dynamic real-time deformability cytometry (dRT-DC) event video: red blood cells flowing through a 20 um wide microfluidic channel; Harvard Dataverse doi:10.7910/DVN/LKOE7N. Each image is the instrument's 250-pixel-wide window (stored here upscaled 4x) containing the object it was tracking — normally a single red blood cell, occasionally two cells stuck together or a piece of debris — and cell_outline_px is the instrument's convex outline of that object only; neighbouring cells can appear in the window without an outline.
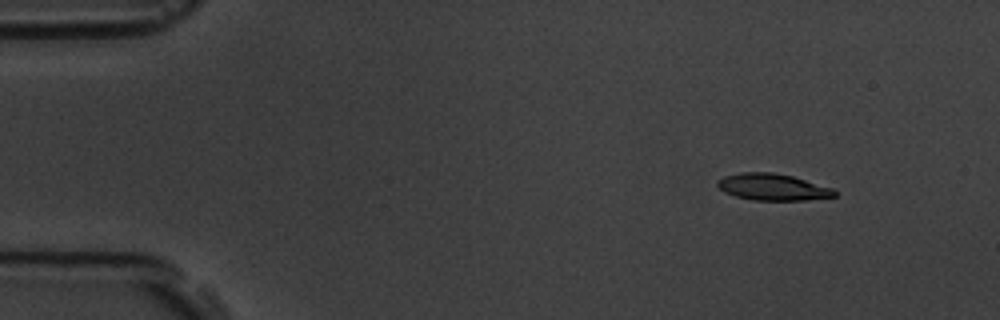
{"species": "common noctule bat (a hibernating species)", "species_latin": "Nyctalus noctula", "temperature_condition": "room temperature", "stored_images_in_passage": 4, "camera_frame_rate_fps": 3000, "um_per_image_px": 0.085, "animal": {"sex": "male", "body_mass_g": 19.5, "forearm_length_mm": 54.6}, "frame": {"image": 1, "passage_image": 1, "time_ms": 0.0, "image_size_px": [1000, 320], "cell_outline_px": [[836, 196], [804, 200], [752, 200], [736, 196], [724, 192], [716, 184], [716, 180], [724, 176], [740, 172], [772, 172], [792, 176], [832, 188], [836, 192]], "centroid_in_image_um": [65.63, 15.89], "position_along_channel_um": 19.4, "area_um2": 18.09}}
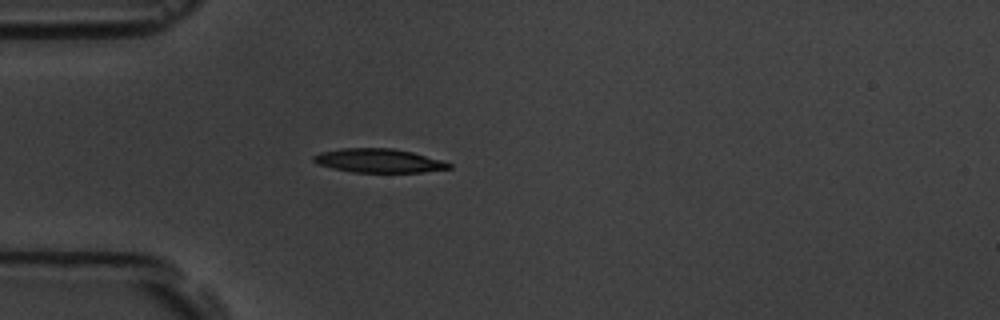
{"frame": {"image": 2, "passage_image": 4, "time_ms": 3.333, "image_size_px": [1000, 320], "cell_outline_px": [[452, 168], [424, 172], [352, 172], [332, 168], [320, 164], [312, 160], [312, 156], [320, 152], [340, 148], [392, 148], [412, 152], [444, 160], [452, 164]], "centroid_in_image_um": [32.22, 13.65], "position_along_channel_um": 52.8, "area_um2": 18.9}}